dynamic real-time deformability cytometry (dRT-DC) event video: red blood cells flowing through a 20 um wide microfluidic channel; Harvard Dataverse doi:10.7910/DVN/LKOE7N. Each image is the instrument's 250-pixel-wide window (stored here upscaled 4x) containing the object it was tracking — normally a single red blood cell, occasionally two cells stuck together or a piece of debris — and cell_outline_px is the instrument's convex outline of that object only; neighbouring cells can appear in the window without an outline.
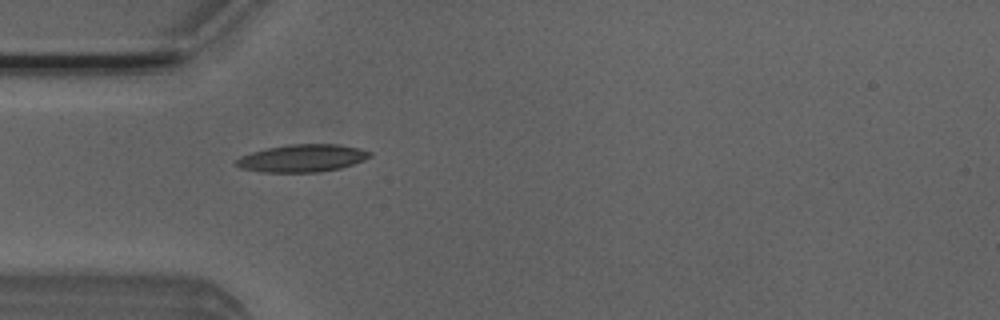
{"species": "Egyptian fruit bat (a non-hibernating species)", "species_latin": "Rousettus aegyptiacus", "temperature_condition": "room temperature", "stored_images_in_passage": 34, "camera_frame_rate_fps": 3000, "um_per_image_px": 0.085, "animal": {"sex": "male"}, "frame": {"image": 1, "passage_image": 1, "time_ms": 0.0, "image_size_px": [1000, 320], "cell_outline_px": [[372, 156], [364, 160], [340, 168], [320, 172], [264, 172], [240, 168], [236, 164], [236, 160], [240, 156], [252, 152], [268, 148], [288, 144], [340, 144], [360, 148], [372, 152]], "centroid_in_image_um": [25.73, 13.44], "position_along_channel_um": 59.3, "area_um2": 21.44}}
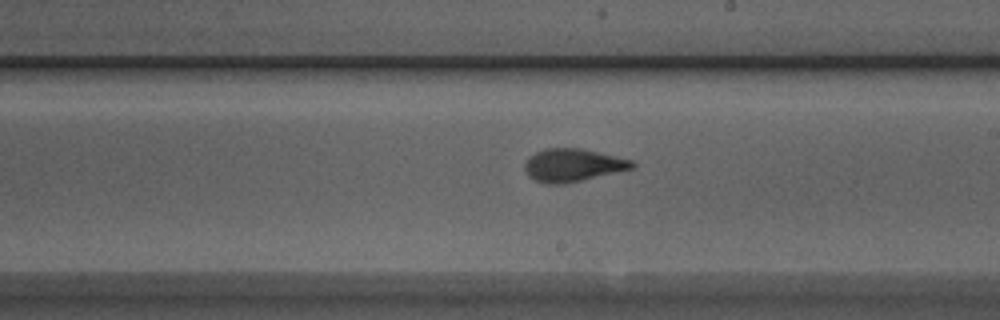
{"frame": {"image": 2, "passage_image": 15, "time_ms": 4.667, "image_size_px": [1000, 320], "cell_outline_px": [[636, 164], [632, 168], [564, 184], [548, 184], [536, 180], [528, 176], [524, 168], [524, 164], [528, 156], [544, 148], [580, 148], [632, 160]], "centroid_in_image_um": [48.63, 14.03], "position_along_channel_um": 240.4, "area_um2": 20.35}}
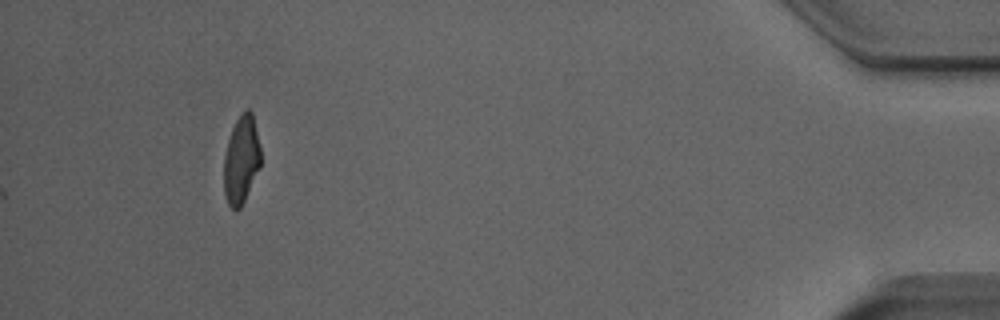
{"frame": {"image": 3, "passage_image": 34, "time_ms": 11.0, "image_size_px": [1000, 320], "cell_outline_px": [[260, 168], [240, 208], [232, 208], [228, 204], [224, 196], [224, 156], [228, 140], [232, 128], [236, 120], [244, 108], [248, 108], [252, 112], [260, 148]], "centroid_in_image_um": [20.5, 13.55], "position_along_channel_um": 414.7, "area_um2": 18.79}, "authors_computed_cell_mechanics": {"area_um2": 19.7387, "velocity_mm_per_s": 3.9131, "shape_relaxation_time_tau1_ms": 6.7558, "shape_relaxation_time_tau2_ms": 1.0322, "deformation_change_tau1": 0.2218, "deformation_change_tau2": 0.0798}}